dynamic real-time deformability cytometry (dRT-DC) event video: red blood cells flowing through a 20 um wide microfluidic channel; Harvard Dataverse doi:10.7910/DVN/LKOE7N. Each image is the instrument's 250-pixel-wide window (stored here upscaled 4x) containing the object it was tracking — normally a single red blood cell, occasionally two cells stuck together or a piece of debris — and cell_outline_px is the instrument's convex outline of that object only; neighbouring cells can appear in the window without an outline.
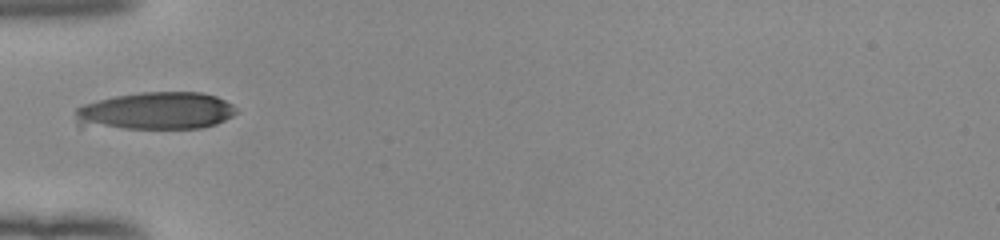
{"species": "human", "species_latin": "Homo sapiens", "temperature_condition": "room temperature", "stored_images_in_passage": 34, "camera_frame_rate_fps": 3000, "um_per_image_px": 0.085, "donor": {"sex": "female"}, "frame": {"image": 1, "passage_image": 1, "time_ms": 0.0, "image_size_px": [1000, 240], "cell_outline_px": [[236, 112], [232, 116], [216, 124], [200, 128], [80, 128], [76, 124], [76, 108], [84, 104], [116, 96], [140, 92], [200, 92], [216, 96], [232, 104], [236, 108]], "centroid_in_image_um": [13.19, 9.44], "position_along_channel_um": 71.8, "area_um2": 35.43}}
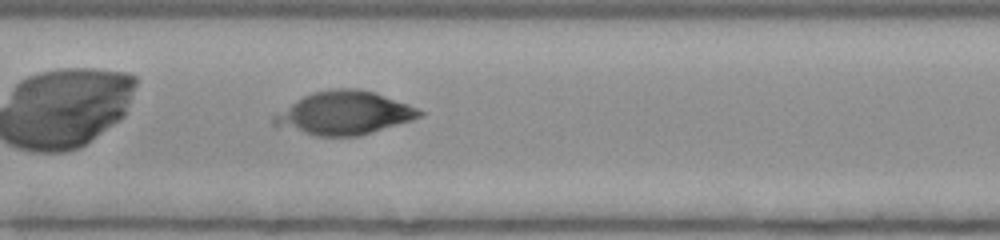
{"frame": {"image": 2, "passage_image": 9, "time_ms": 2.667, "image_size_px": [1000, 240], "cell_outline_px": [[424, 116], [412, 120], [360, 136], [316, 136], [272, 124], [272, 116], [296, 100], [312, 92], [328, 88], [360, 88], [376, 92], [408, 104], [424, 112]], "centroid_in_image_um": [29.28, 9.59], "position_along_channel_um": 178.1, "area_um2": 36.76}}
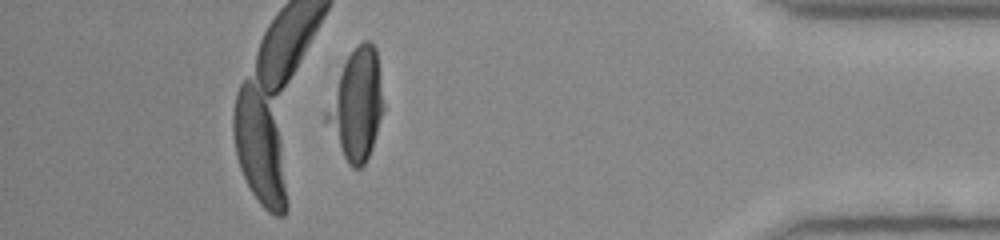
{"frame": {"image": 3, "passage_image": 29, "time_ms": 9.333, "image_size_px": [1000, 240], "cell_outline_px": [[384, 108], [372, 148], [364, 164], [360, 168], [352, 168], [348, 164], [324, 120], [324, 112], [344, 64], [348, 56], [356, 44], [364, 40], [368, 40], [376, 48]], "centroid_in_image_um": [30.31, 8.91], "position_along_channel_um": 404.9, "area_um2": 36.07}}